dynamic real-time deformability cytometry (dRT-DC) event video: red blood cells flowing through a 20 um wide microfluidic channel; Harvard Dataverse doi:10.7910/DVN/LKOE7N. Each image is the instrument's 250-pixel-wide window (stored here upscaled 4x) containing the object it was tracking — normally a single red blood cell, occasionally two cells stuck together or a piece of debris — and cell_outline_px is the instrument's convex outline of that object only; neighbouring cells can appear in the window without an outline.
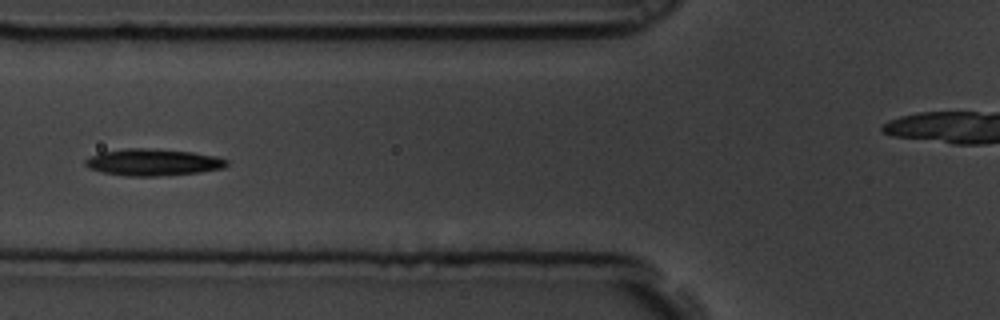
{"species": "common noctule bat (a hibernating species)", "species_latin": "Nyctalus noctula", "temperature_condition": "room temperature", "stored_images_in_passage": 8, "camera_frame_rate_fps": 3000, "um_per_image_px": 0.085, "animal": {"sex": "male", "body_mass_g": 19.5, "forearm_length_mm": 54.6}, "frame": {"image": 1, "passage_image": 6, "time_ms": 1.667, "image_size_px": [1000, 320], "cell_outline_px": [[228, 164], [224, 168], [200, 172], [156, 176], [128, 176], [104, 172], [88, 168], [84, 164], [84, 160], [100, 152], [128, 148], [144, 148], [192, 152], [216, 156], [228, 160]], "centroid_in_image_um": [13.01, 13.79], "position_along_channel_um": 112.8, "area_um2": 21.91}}
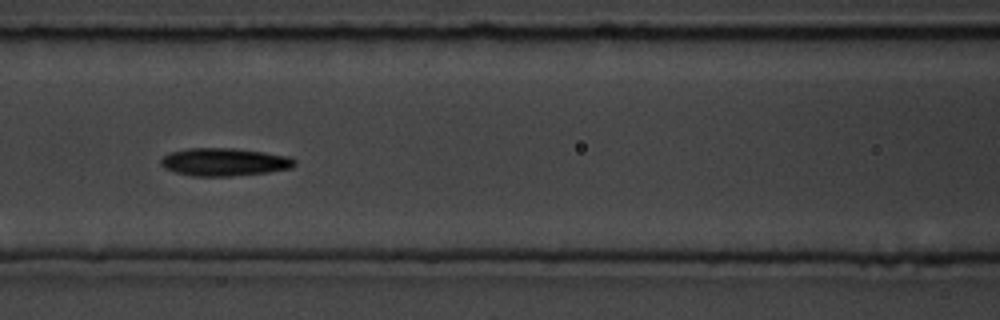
{"frame": {"image": 2, "passage_image": 7, "time_ms": 2.0, "image_size_px": [1000, 320], "cell_outline_px": [[296, 164], [292, 168], [268, 172], [232, 176], [192, 176], [176, 172], [164, 168], [160, 164], [160, 160], [164, 156], [172, 152], [188, 148], [232, 148], [264, 152], [288, 156], [296, 160]], "centroid_in_image_um": [19.08, 13.77], "position_along_channel_um": 147.5, "area_um2": 21.68}}